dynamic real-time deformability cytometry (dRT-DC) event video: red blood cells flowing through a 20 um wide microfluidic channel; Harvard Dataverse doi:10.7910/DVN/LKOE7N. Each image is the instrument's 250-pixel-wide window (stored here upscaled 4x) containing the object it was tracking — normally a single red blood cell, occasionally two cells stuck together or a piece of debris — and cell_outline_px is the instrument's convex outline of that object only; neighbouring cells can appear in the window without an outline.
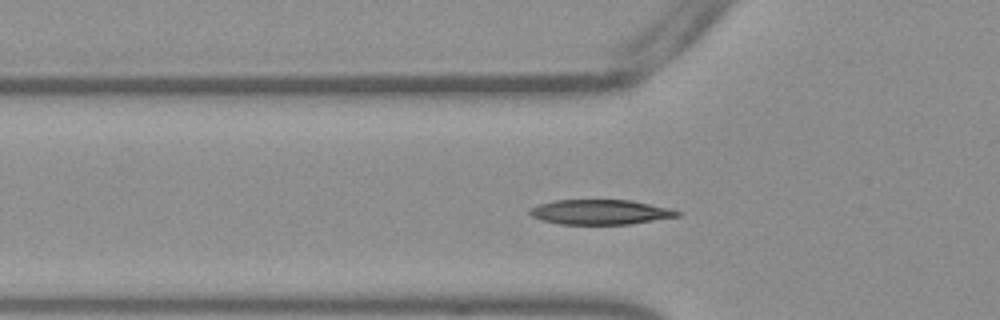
{"species": "Egyptian fruit bat (a non-hibernating species)", "species_latin": "Rousettus aegyptiacus", "temperature_condition": "warm", "stored_images_in_passage": 50, "camera_frame_rate_fps": 3000, "um_per_image_px": 0.085, "frame": {"image": 1, "passage_image": 14, "time_ms": 4.333, "image_size_px": [1000, 320], "cell_outline_px": [[684, 212], [680, 216], [628, 224], [560, 224], [540, 220], [532, 216], [528, 212], [532, 208], [540, 204], [556, 200], [628, 200], [668, 208]], "centroid_in_image_um": [51.02, 18.03], "position_along_channel_um": 74.8, "area_um2": 21.15}}
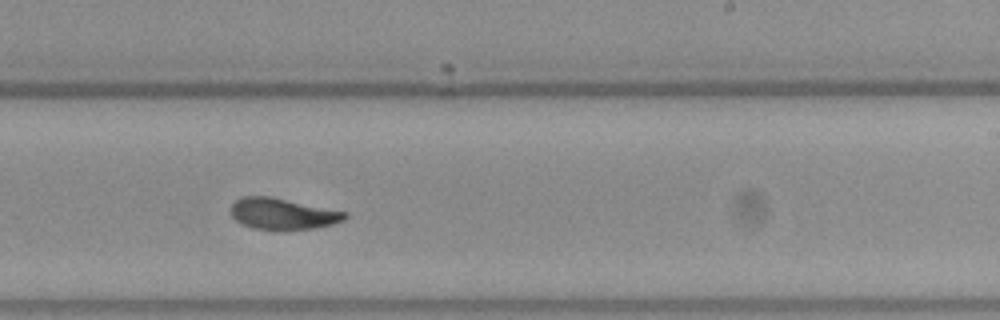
{"frame": {"image": 2, "passage_image": 29, "time_ms": 9.333, "image_size_px": [1000, 320], "cell_outline_px": [[348, 216], [344, 220], [332, 224], [312, 228], [252, 228], [236, 220], [232, 216], [232, 204], [236, 200], [244, 196], [272, 196], [348, 212]], "centroid_in_image_um": [24.06, 18.13], "position_along_channel_um": 264.9, "area_um2": 20.29}}
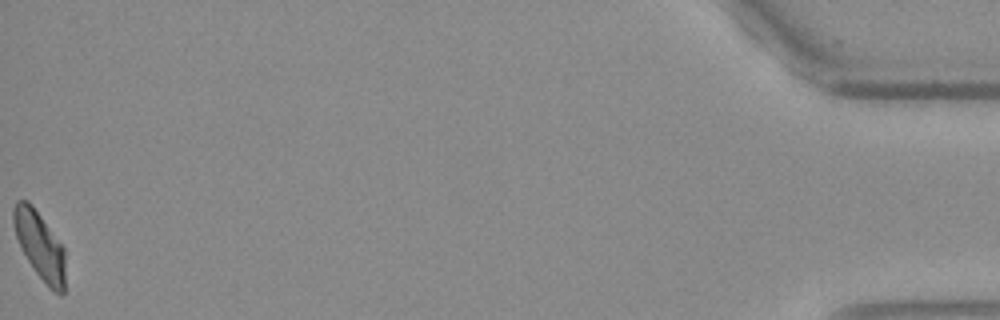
{"frame": {"image": 3, "passage_image": 50, "time_ms": 16.333, "image_size_px": [1000, 320], "cell_outline_px": [[64, 292], [60, 296], [52, 292], [48, 288], [36, 272], [20, 248], [12, 224], [12, 208], [16, 200], [28, 200], [32, 204], [64, 248]], "centroid_in_image_um": [3.35, 20.86], "position_along_channel_um": 431.8, "area_um2": 20.52}, "authors_computed_cell_mechanics": {"area_um2": 20.9814, "velocity_mm_per_s": 3.7871, "shape_relaxation_time_tau1_ms": 2.8845, "shape_relaxation_time_tau2_ms": 1.9309, "deformation_change_tau1": 0.1514, "deformation_change_tau2": 0.0778}}